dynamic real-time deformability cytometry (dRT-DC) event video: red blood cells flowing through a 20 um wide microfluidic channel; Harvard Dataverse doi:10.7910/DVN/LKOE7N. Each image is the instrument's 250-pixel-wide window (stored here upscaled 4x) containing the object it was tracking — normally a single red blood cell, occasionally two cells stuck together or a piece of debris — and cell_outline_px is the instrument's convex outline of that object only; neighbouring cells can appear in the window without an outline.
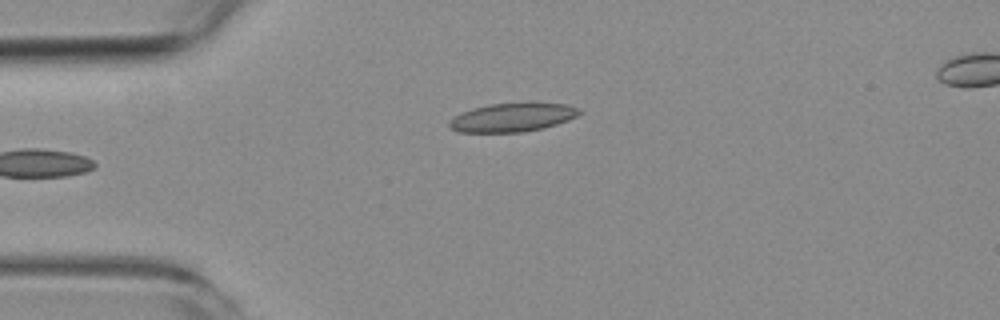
{"species": "common noctule bat (a hibernating species)", "species_latin": "Nyctalus noctula", "temperature_condition": "room temperature", "stored_images_in_passage": 3, "segment_of_instrument_passage": [1, 2], "camera_frame_rate_fps": 3000, "um_per_image_px": 0.085, "animal": {"sex": "female", "body_mass_g": 19.3, "forearm_length_mm": 54.1}, "frame": {"image": 1, "passage_image": 1, "time_ms": 0.0, "image_size_px": [1000, 320], "cell_outline_px": [[584, 112], [568, 120], [544, 128], [524, 132], [460, 132], [452, 128], [448, 124], [456, 116], [472, 108], [492, 104], [528, 100], [536, 100], [568, 104], [580, 108]], "centroid_in_image_um": [43.7, 9.92], "position_along_channel_um": 41.3, "area_um2": 22.43}}